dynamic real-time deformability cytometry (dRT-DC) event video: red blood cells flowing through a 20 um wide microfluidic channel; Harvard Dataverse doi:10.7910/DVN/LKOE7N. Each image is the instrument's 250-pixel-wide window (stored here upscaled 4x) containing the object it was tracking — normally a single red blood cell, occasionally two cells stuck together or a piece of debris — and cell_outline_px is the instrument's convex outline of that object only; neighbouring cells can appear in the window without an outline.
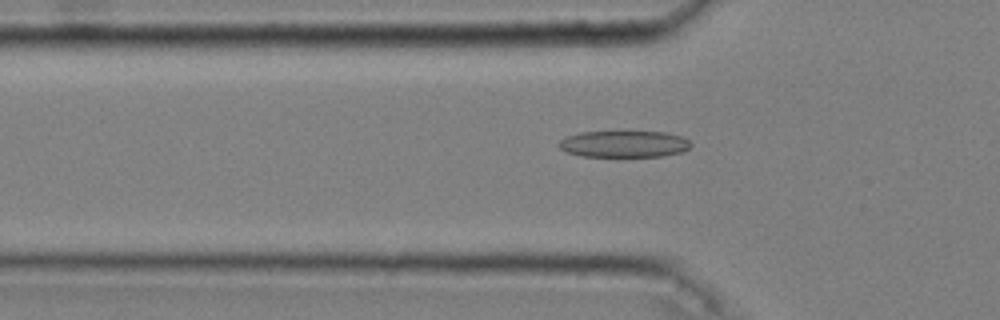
{"species": "common noctule bat (a hibernating species)", "species_latin": "Nyctalus noctula", "temperature_condition": "cold", "stored_images_in_passage": 49, "camera_frame_rate_fps": 3000, "um_per_image_px": 0.085, "animal": {"sex": "male", "body_mass_g": 20.4}, "frame": {"image": 1, "passage_image": 17, "time_ms": 5.333, "image_size_px": [1000, 320], "cell_outline_px": [[692, 144], [684, 152], [660, 156], [584, 156], [568, 152], [560, 148], [560, 140], [568, 136], [580, 132], [664, 132], [684, 136]], "centroid_in_image_um": [53.1, 12.23], "position_along_channel_um": 72.7, "area_um2": 20.23}}
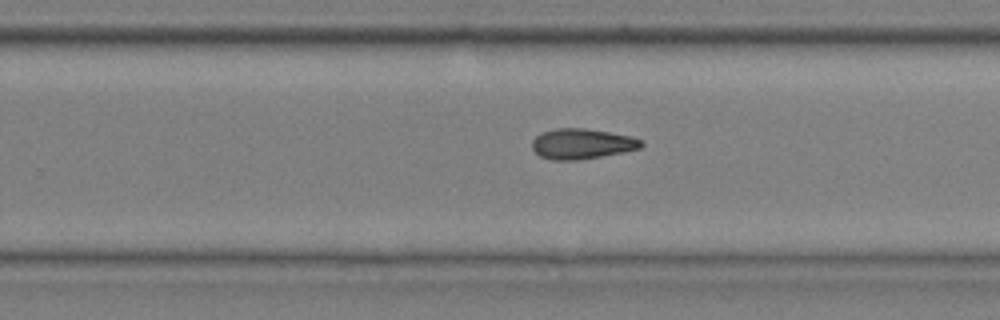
{"frame": {"image": 2, "passage_image": 34, "time_ms": 11.0, "image_size_px": [1000, 320], "cell_outline_px": [[644, 144], [640, 148], [624, 152], [576, 160], [552, 160], [540, 156], [532, 148], [532, 140], [540, 132], [556, 128], [584, 128], [632, 136], [640, 140]], "centroid_in_image_um": [49.43, 12.22], "position_along_channel_um": 280.4, "area_um2": 19.25}}
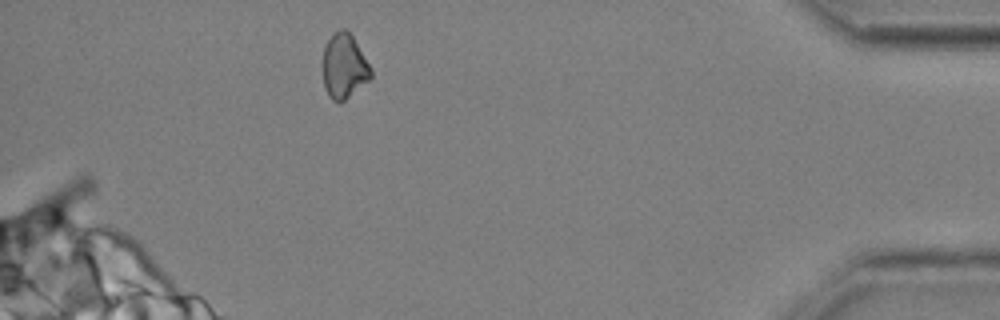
{"frame": {"image": 3, "passage_image": 48, "time_ms": 15.667, "image_size_px": [1000, 320], "cell_outline_px": [[372, 76], [368, 80], [344, 100], [332, 100], [328, 96], [324, 84], [320, 64], [324, 48], [332, 32], [340, 28], [344, 28], [352, 36], [372, 68]], "centroid_in_image_um": [29.2, 5.59], "position_along_channel_um": 406.0, "area_um2": 18.26}, "authors_computed_cell_mechanics": {"area_um2": 19.3052, "velocity_mm_per_s": 3.6585, "shape_relaxation_time_tau1_ms": null, "shape_relaxation_time_tau2_ms": 10.328, "deformation_change_tau1": null, "deformation_change_tau2": 0.2175}}